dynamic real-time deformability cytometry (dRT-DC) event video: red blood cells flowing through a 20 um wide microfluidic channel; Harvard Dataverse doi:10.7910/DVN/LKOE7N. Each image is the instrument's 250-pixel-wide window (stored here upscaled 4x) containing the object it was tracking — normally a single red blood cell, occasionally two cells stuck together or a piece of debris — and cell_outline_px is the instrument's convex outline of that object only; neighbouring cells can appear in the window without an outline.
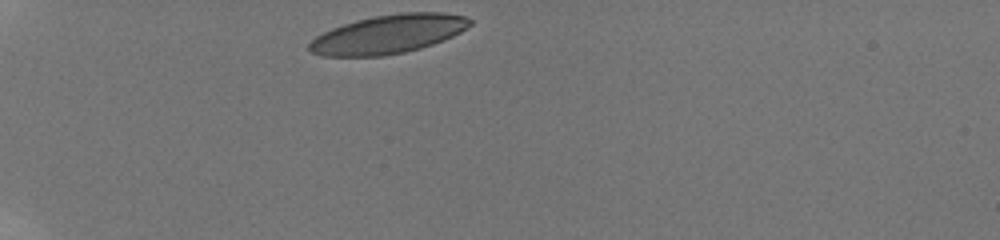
{"species": "human", "species_latin": "Homo sapiens", "temperature_condition": "room temperature", "stored_images_in_passage": 5, "camera_frame_rate_fps": 3000, "um_per_image_px": 0.085, "donor": {"sex": "male"}, "frame": {"image": 1, "passage_image": 1, "time_ms": 0.0, "image_size_px": [1000, 240], "cell_outline_px": [[472, 24], [460, 32], [452, 36], [432, 44], [420, 48], [404, 52], [384, 56], [324, 56], [312, 52], [308, 48], [308, 44], [316, 36], [332, 28], [356, 20], [376, 16], [400, 12], [444, 12], [464, 16], [472, 20]], "centroid_in_image_um": [33.01, 2.9], "position_along_channel_um": 52.0, "area_um2": 36.07}}
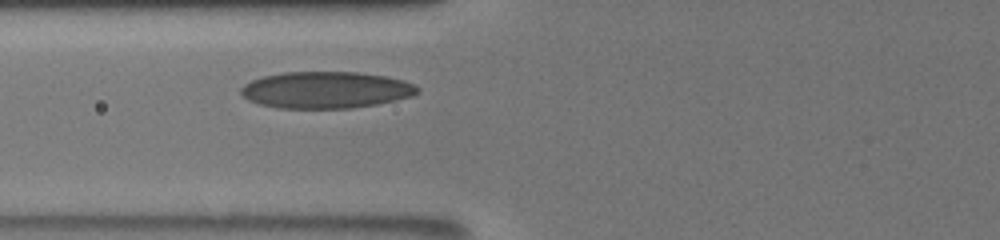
{"frame": {"image": 2, "passage_image": 5, "time_ms": 2.333, "image_size_px": [1000, 240], "cell_outline_px": [[420, 92], [412, 96], [396, 100], [376, 104], [352, 108], [280, 108], [260, 104], [248, 100], [240, 92], [240, 88], [244, 84], [252, 80], [264, 76], [284, 72], [356, 72], [384, 76], [404, 80], [420, 88]], "centroid_in_image_um": [27.71, 7.64], "position_along_channel_um": 98.1, "area_um2": 37.69}}